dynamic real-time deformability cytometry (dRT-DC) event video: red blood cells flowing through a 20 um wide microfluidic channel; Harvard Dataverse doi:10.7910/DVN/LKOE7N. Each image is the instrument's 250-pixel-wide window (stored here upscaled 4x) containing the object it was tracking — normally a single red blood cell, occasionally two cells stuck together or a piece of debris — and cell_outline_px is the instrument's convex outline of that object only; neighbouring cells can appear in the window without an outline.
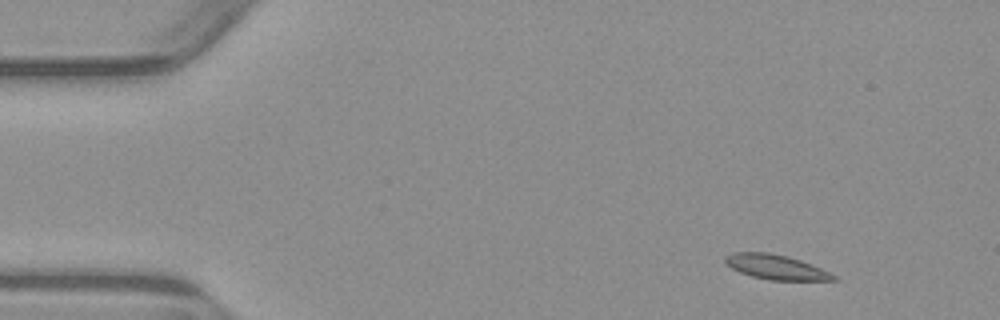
{"species": "common noctule bat (a hibernating species)", "species_latin": "Nyctalus noctula", "temperature_condition": "warm", "stored_images_in_passage": 3, "camera_frame_rate_fps": 3000, "um_per_image_px": 0.085, "animal": {"sex": "male", "body_mass_g": 23.1, "forearm_length_mm": 52.7}, "frame": {"image": 1, "passage_image": 1, "time_ms": 0.0, "image_size_px": [1000, 320], "cell_outline_px": [[840, 280], [768, 280], [752, 276], [740, 272], [732, 268], [724, 260], [724, 256], [732, 252], [768, 252], [788, 256], [812, 264], [836, 276]], "centroid_in_image_um": [65.94, 22.69], "position_along_channel_um": 19.1, "area_um2": 15.55}}